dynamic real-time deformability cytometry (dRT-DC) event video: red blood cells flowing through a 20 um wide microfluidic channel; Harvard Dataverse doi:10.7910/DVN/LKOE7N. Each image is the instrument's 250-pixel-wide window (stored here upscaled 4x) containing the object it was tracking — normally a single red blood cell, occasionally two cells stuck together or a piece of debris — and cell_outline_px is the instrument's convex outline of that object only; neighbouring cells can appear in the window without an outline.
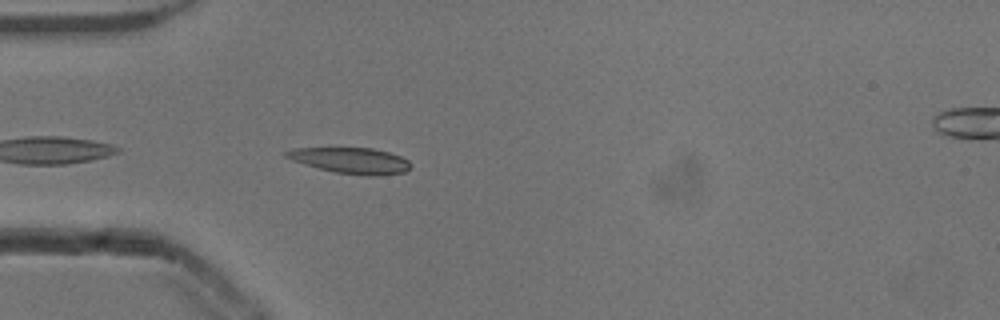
{"species": "common noctule bat (a hibernating species)", "species_latin": "Nyctalus noctula", "temperature_condition": "cold", "stored_images_in_passage": 17, "camera_frame_rate_fps": 3000, "um_per_image_px": 0.085, "animal": {"sex": "male", "body_mass_g": 13.3}, "frame": {"image": 1, "passage_image": 3, "time_ms": 0.667, "image_size_px": [1000, 320], "cell_outline_px": [[412, 164], [404, 172], [380, 176], [368, 176], [336, 172], [304, 164], [292, 160], [284, 156], [280, 152], [292, 148], [372, 148], [388, 152], [400, 156], [408, 160]], "centroid_in_image_um": [29.79, 13.64], "position_along_channel_um": 55.2, "area_um2": 18.79}}
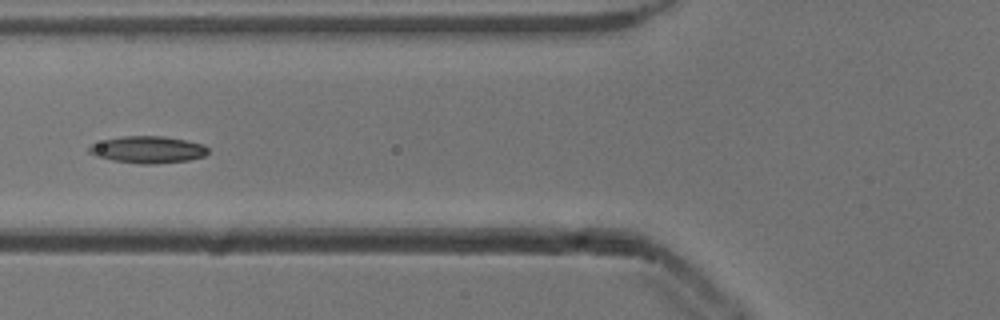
{"frame": {"image": 2, "passage_image": 8, "time_ms": 2.333, "image_size_px": [1000, 320], "cell_outline_px": [[208, 152], [204, 156], [188, 160], [152, 164], [140, 164], [112, 160], [96, 156], [88, 152], [88, 148], [92, 144], [104, 140], [124, 136], [164, 136], [204, 144], [208, 148]], "centroid_in_image_um": [12.57, 12.72], "position_along_channel_um": 113.2, "area_um2": 18.55}}